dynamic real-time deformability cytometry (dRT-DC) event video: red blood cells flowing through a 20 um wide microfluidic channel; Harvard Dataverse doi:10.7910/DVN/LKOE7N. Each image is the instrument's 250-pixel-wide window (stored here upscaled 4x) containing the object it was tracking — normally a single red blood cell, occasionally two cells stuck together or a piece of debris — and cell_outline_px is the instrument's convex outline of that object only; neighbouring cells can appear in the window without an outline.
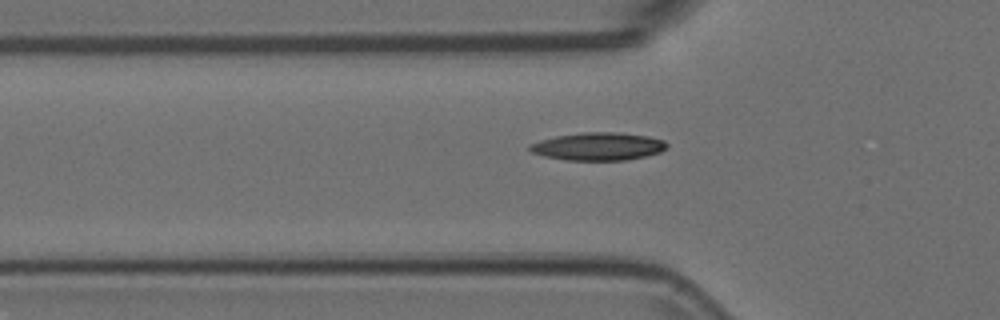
{"species": "Egyptian fruit bat (a non-hibernating species)", "species_latin": "Rousettus aegyptiacus", "temperature_condition": "room temperature", "stored_images_in_passage": 33, "camera_frame_rate_fps": 3000, "um_per_image_px": 0.085, "animal": {"sex": "female"}, "frame": {"image": 1, "passage_image": 6, "time_ms": 1.667, "image_size_px": [1000, 320], "cell_outline_px": [[668, 148], [660, 152], [628, 160], [564, 160], [544, 156], [532, 152], [528, 148], [532, 144], [540, 140], [556, 136], [580, 132], [616, 132], [648, 136], [664, 140], [668, 144]], "centroid_in_image_um": [50.87, 12.44], "position_along_channel_um": 74.9, "area_um2": 22.25}}
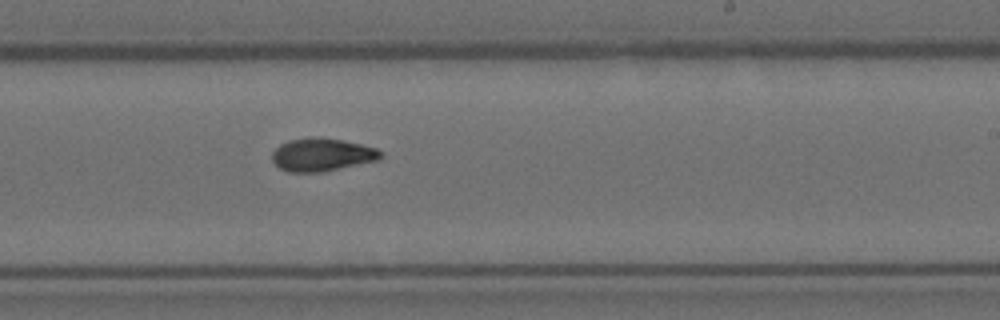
{"frame": {"image": 2, "passage_image": 21, "time_ms": 6.667, "image_size_px": [1000, 320], "cell_outline_px": [[384, 156], [380, 160], [320, 172], [288, 172], [280, 168], [272, 160], [272, 152], [280, 144], [288, 140], [308, 136], [320, 136], [360, 144], [376, 148], [384, 152]], "centroid_in_image_um": [27.38, 13.13], "position_along_channel_um": 261.6, "area_um2": 21.1}}
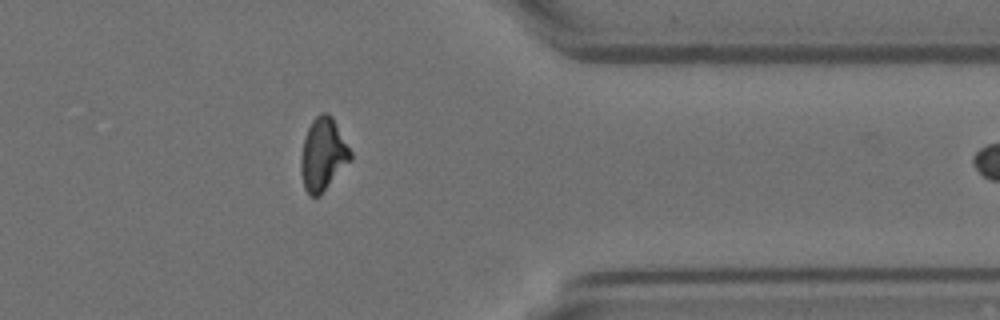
{"frame": {"image": 3, "passage_image": 32, "time_ms": 10.333, "image_size_px": [1000, 320], "cell_outline_px": [[352, 160], [320, 196], [308, 196], [304, 188], [300, 168], [300, 156], [304, 136], [312, 120], [320, 112], [328, 112], [332, 116], [352, 152]], "centroid_in_image_um": [27.45, 13.13], "position_along_channel_um": 383.9, "area_um2": 21.39}}